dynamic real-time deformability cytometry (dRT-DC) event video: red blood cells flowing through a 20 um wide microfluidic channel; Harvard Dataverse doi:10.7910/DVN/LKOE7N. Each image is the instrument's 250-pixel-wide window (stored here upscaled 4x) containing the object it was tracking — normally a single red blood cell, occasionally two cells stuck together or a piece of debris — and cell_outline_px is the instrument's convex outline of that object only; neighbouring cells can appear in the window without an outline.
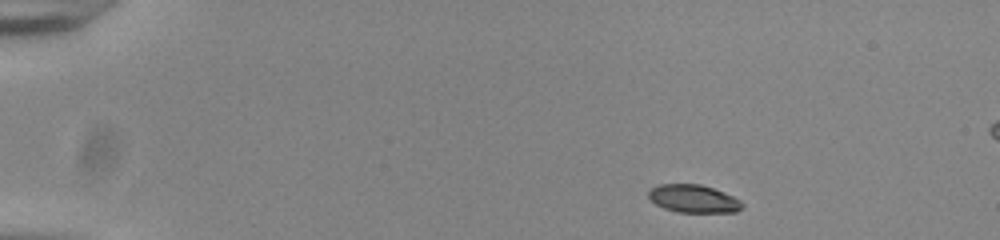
{"species": "common noctule bat (a hibernating species)", "species_latin": "Nyctalus noctula", "temperature_condition": "room temperature", "stored_images_in_passage": 46, "camera_frame_rate_fps": 3000, "um_per_image_px": 0.085, "animal": {"sex": "male", "body_mass_g": 20.0, "forearm_length_mm": 53.3}, "frame": {"image": 1, "passage_image": 1, "time_ms": 0.0, "image_size_px": [1000, 240], "cell_outline_px": [[744, 208], [736, 212], [676, 212], [664, 208], [656, 204], [648, 196], [648, 192], [656, 184], [700, 184], [724, 192], [740, 200], [744, 204]], "centroid_in_image_um": [58.96, 16.89], "position_along_channel_um": 26.0, "area_um2": 15.26}}
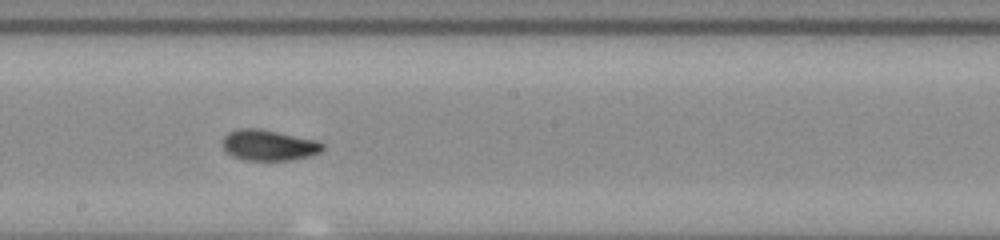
{"frame": {"image": 2, "passage_image": 24, "time_ms": 7.667, "image_size_px": [1000, 240], "cell_outline_px": [[324, 148], [320, 152], [312, 156], [292, 160], [244, 160], [232, 156], [224, 148], [224, 136], [228, 132], [240, 128], [260, 128], [320, 140], [324, 144]], "centroid_in_image_um": [22.91, 12.33], "position_along_channel_um": 225.3, "area_um2": 18.21}}
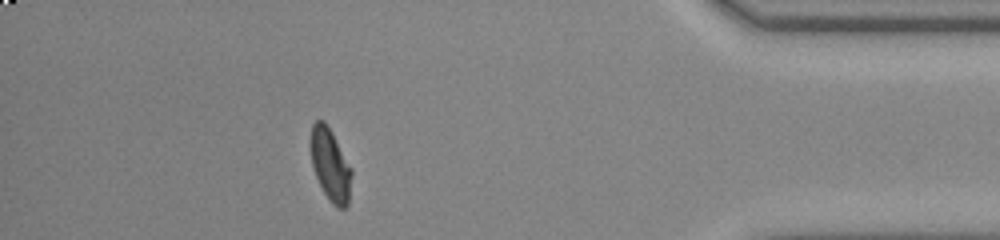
{"frame": {"image": 3, "passage_image": 41, "time_ms": 13.333, "image_size_px": [1000, 240], "cell_outline_px": [[352, 176], [348, 204], [344, 208], [336, 208], [332, 204], [324, 192], [316, 176], [312, 164], [308, 140], [312, 124], [316, 120], [324, 120], [352, 168]], "centroid_in_image_um": [28.06, 13.99], "position_along_channel_um": 407.1, "area_um2": 17.4}, "authors_computed_cell_mechanics": {"area_um2": 17.3689, "velocity_mm_per_s": 3.8761, "shape_relaxation_time_tau1_ms": 3.6765, "shape_relaxation_time_tau2_ms": 1.3928, "deformation_change_tau1": 0.1604, "deformation_change_tau2": 0.0582}}